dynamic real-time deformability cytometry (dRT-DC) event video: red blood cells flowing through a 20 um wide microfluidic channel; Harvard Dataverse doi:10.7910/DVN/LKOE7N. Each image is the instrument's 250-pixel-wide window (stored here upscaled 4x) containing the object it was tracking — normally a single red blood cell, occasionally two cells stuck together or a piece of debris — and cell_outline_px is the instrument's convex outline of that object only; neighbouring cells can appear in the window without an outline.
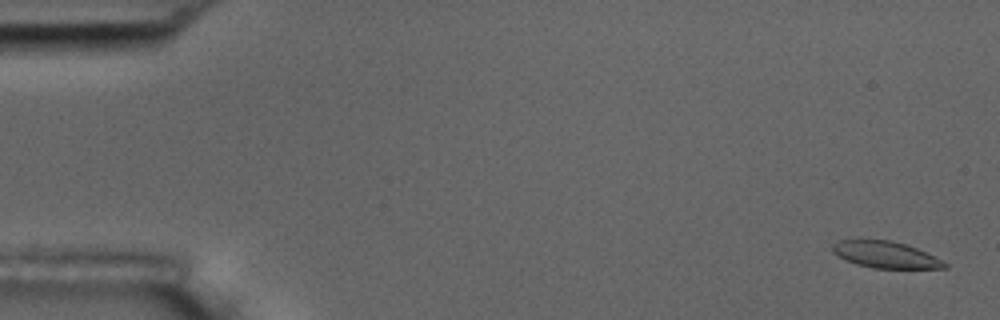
{"species": "common noctule bat (a hibernating species)", "species_latin": "Nyctalus noctula", "temperature_condition": "room temperature", "stored_images_in_passage": 55, "camera_frame_rate_fps": 3000, "um_per_image_px": 0.085, "animal": {"sex": "male", "body_mass_g": 17.5, "forearm_length_mm": 52.3}, "frame": {"image": 1, "passage_image": 2, "time_ms": 0.333, "image_size_px": [1000, 320], "cell_outline_px": [[948, 268], [872, 268], [856, 264], [844, 260], [832, 252], [832, 244], [840, 240], [888, 240], [904, 244], [916, 248], [948, 264]], "centroid_in_image_um": [75.21, 21.66], "position_along_channel_um": 9.8, "area_um2": 17.11}}
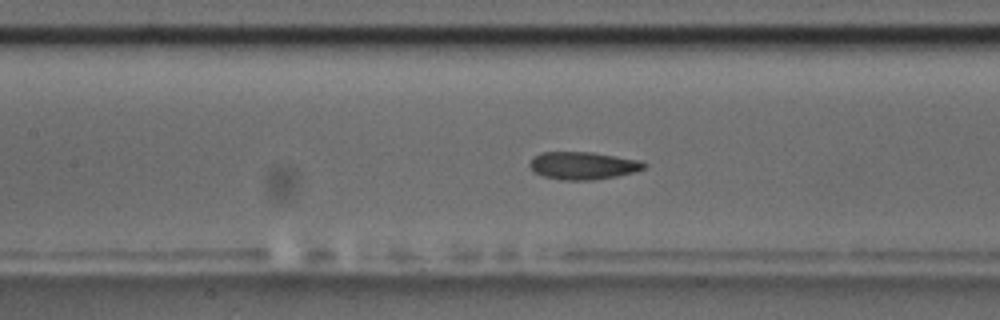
{"frame": {"image": 2, "passage_image": 25, "time_ms": 8.0, "image_size_px": [1000, 320], "cell_outline_px": [[648, 164], [644, 168], [632, 172], [616, 176], [592, 180], [560, 180], [544, 176], [532, 172], [528, 164], [532, 156], [540, 152], [592, 152], [640, 160]], "centroid_in_image_um": [49.49, 14.07], "position_along_channel_um": 157.9, "area_um2": 18.55}}
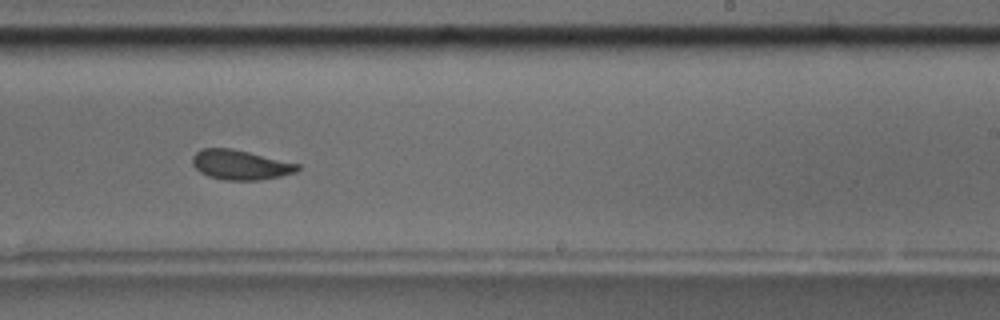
{"frame": {"image": 3, "passage_image": 34, "time_ms": 11.0, "image_size_px": [1000, 320], "cell_outline_px": [[300, 168], [296, 172], [280, 176], [260, 180], [224, 180], [208, 176], [200, 172], [192, 164], [192, 156], [200, 148], [232, 148], [300, 164]], "centroid_in_image_um": [20.41, 14.01], "position_along_channel_um": 268.6, "area_um2": 18.26}, "authors_computed_cell_mechanics": {"area_um2": 18.5538, "velocity_mm_per_s": 3.7104, "shape_relaxation_time_tau1_ms": 7.7053, "shape_relaxation_time_tau2_ms": 2.4096, "deformation_change_tau1": 0.1831, "deformation_change_tau2": 0.0653}}